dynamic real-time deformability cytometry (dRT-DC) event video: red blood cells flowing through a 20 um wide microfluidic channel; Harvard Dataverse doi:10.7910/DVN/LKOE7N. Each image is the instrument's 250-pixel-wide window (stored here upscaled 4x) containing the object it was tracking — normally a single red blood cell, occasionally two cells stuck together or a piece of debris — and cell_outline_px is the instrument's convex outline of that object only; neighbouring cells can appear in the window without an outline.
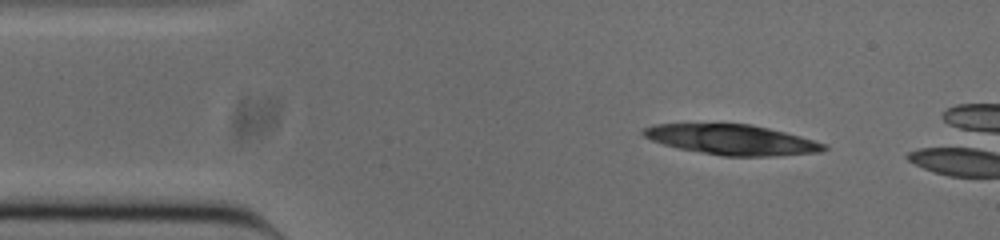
{"species": "common noctule bat (a hibernating species)", "species_latin": "Nyctalus noctula", "temperature_condition": "cold", "stored_images_in_passage": 7, "camera_frame_rate_fps": 3000, "um_per_image_px": 0.085, "animal": {"sex": "male", "body_mass_g": 20.0, "forearm_length_mm": 53.3}, "frame": {"image": 1, "passage_image": 1, "time_ms": 0.0, "image_size_px": [1000, 240], "cell_outline_px": [[828, 148], [820, 152], [772, 156], [724, 156], [680, 148], [664, 144], [652, 140], [644, 136], [640, 132], [644, 128], [656, 124], [752, 124], [800, 136], [824, 144]], "centroid_in_image_um": [62.21, 11.87], "position_along_channel_um": 22.8, "area_um2": 31.27}}